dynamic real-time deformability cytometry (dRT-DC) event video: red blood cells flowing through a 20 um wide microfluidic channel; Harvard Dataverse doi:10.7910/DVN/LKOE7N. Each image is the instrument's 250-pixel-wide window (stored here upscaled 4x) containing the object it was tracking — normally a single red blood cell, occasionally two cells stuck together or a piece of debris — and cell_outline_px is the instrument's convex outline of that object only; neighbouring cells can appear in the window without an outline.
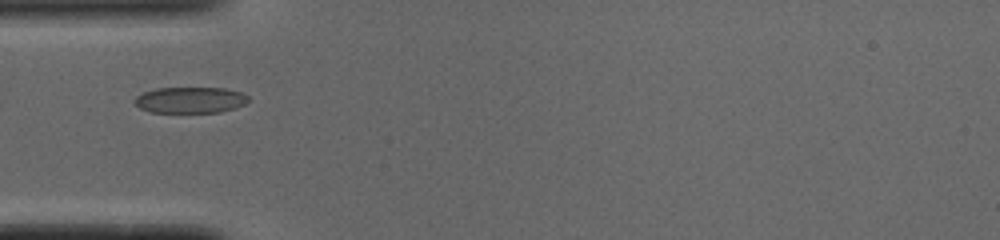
{"species": "common noctule bat (a hibernating species)", "species_latin": "Nyctalus noctula", "temperature_condition": "cold", "stored_images_in_passage": 37, "camera_frame_rate_fps": 3000, "um_per_image_px": 0.085, "animal": {"sex": "male", "body_mass_g": 19.0, "forearm_length_mm": 50.8}, "frame": {"image": 1, "passage_image": 1, "time_ms": 0.0, "image_size_px": [1000, 240], "cell_outline_px": [[248, 100], [244, 104], [220, 112], [148, 112], [140, 108], [132, 100], [136, 96], [144, 92], [156, 88], [224, 88], [240, 92], [248, 96]], "centroid_in_image_um": [16.12, 8.5], "position_along_channel_um": 68.9, "area_um2": 17.17}}
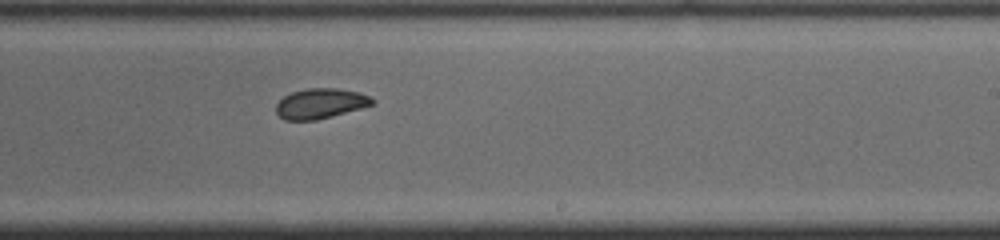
{"frame": {"image": 2, "passage_image": 16, "time_ms": 5.0, "image_size_px": [1000, 240], "cell_outline_px": [[376, 100], [372, 104], [360, 108], [332, 116], [316, 120], [284, 120], [276, 112], [276, 104], [284, 96], [292, 92], [308, 88], [336, 88], [360, 92]], "centroid_in_image_um": [27.22, 8.79], "position_along_channel_um": 261.8, "area_um2": 16.76}}
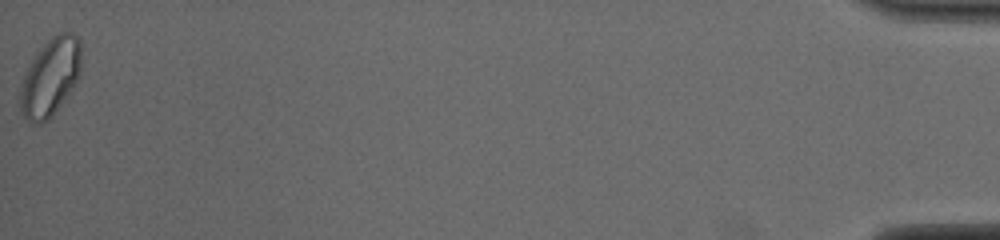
{"frame": {"image": 3, "passage_image": 37, "time_ms": 12.0, "image_size_px": [1000, 240], "cell_outline_px": [[80, 72], [72, 88], [52, 116], [48, 120], [40, 124], [28, 124], [20, 108], [20, 92], [24, 76], [32, 60], [44, 44], [52, 36], [60, 32], [72, 32], [80, 40]], "centroid_in_image_um": [4.27, 6.58], "position_along_channel_um": 430.9, "area_um2": 27.28}}